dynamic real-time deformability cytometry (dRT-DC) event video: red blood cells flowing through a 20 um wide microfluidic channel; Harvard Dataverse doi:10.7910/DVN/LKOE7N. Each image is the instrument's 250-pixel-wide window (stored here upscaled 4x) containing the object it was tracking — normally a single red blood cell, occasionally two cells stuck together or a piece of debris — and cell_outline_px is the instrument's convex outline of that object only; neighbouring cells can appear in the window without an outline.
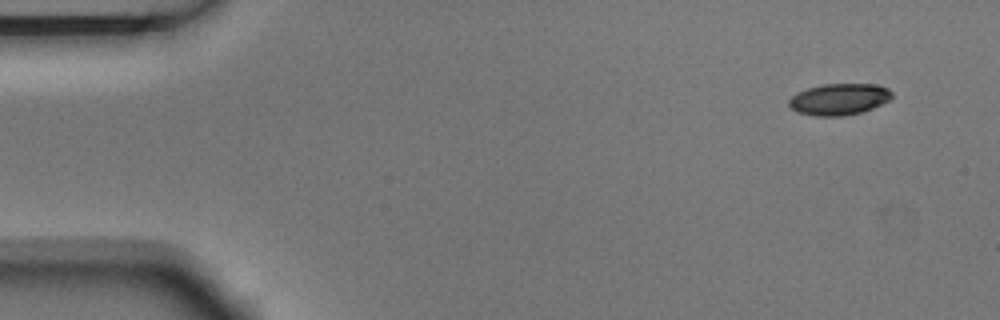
{"species": "Egyptian fruit bat (a non-hibernating species)", "species_latin": "Rousettus aegyptiacus", "temperature_condition": "room temperature", "stored_images_in_passage": 5, "camera_frame_rate_fps": 3000, "um_per_image_px": 0.085, "animal": {"sex": "male"}, "frame": {"image": 1, "passage_image": 1, "time_ms": 0.0, "image_size_px": [1000, 320], "cell_outline_px": [[892, 96], [888, 100], [872, 108], [860, 112], [840, 116], [816, 116], [796, 112], [788, 104], [788, 100], [792, 96], [808, 88], [820, 84], [876, 84], [888, 88], [892, 92]], "centroid_in_image_um": [71.31, 8.43], "position_along_channel_um": 13.7, "area_um2": 18.73}}
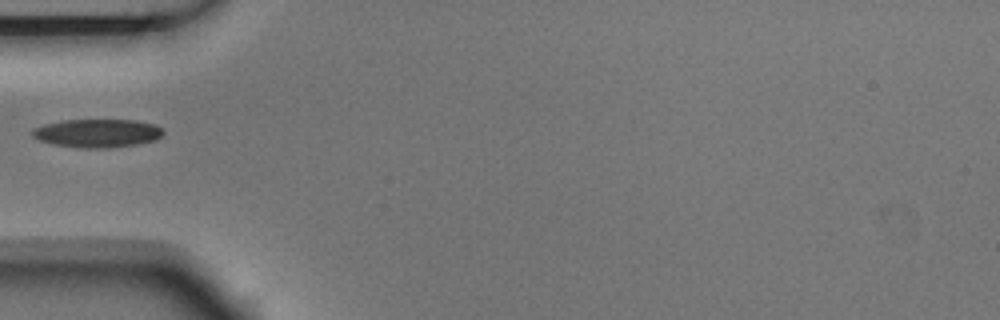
{"frame": {"image": 2, "passage_image": 4, "time_ms": 1.0, "image_size_px": [1000, 320], "cell_outline_px": [[164, 132], [156, 140], [136, 144], [108, 148], [84, 148], [52, 144], [40, 140], [32, 136], [32, 128], [44, 124], [64, 120], [136, 120], [152, 124], [160, 128]], "centroid_in_image_um": [8.24, 11.32], "position_along_channel_um": 76.8, "area_um2": 21.5}}
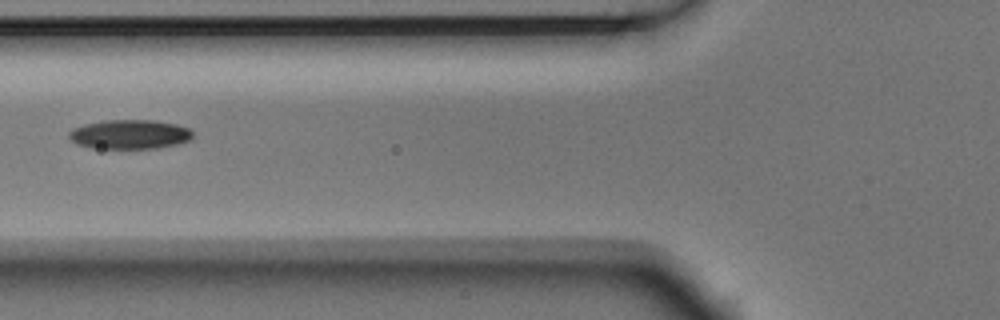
{"frame": {"image": 3, "passage_image": 5, "time_ms": 1.333, "image_size_px": [1000, 320], "cell_outline_px": [[192, 136], [188, 140], [176, 144], [160, 148], [92, 148], [76, 144], [68, 136], [68, 132], [72, 128], [84, 124], [104, 120], [152, 120], [176, 124], [188, 128], [192, 132]], "centroid_in_image_um": [10.98, 11.41], "position_along_channel_um": 114.8, "area_um2": 21.1}}